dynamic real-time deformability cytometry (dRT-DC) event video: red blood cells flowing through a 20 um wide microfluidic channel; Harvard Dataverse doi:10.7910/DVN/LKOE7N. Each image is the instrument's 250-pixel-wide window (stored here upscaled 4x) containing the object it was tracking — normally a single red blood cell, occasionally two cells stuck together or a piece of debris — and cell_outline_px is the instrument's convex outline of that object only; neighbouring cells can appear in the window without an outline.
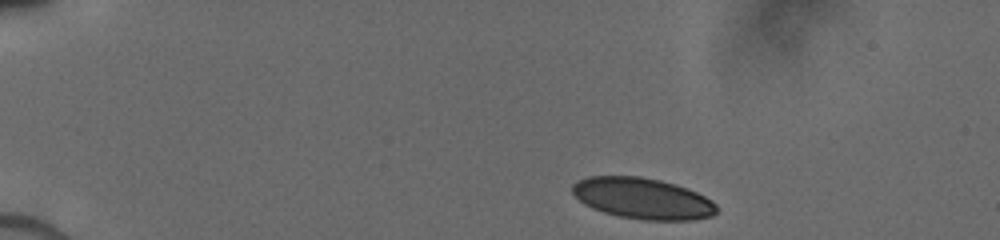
{"species": "human", "species_latin": "Homo sapiens", "temperature_condition": "cold", "stored_images_in_passage": 20, "camera_frame_rate_fps": 3000, "um_per_image_px": 0.085, "donor": {"sex": "male"}, "frame": {"image": 1, "passage_image": 1, "time_ms": 0.0, "image_size_px": [1000, 240], "cell_outline_px": [[716, 212], [712, 216], [692, 220], [644, 220], [620, 216], [604, 212], [592, 208], [584, 204], [572, 192], [572, 184], [588, 176], [640, 176], [660, 180], [676, 184], [696, 192], [712, 200], [716, 204]], "centroid_in_image_um": [54.63, 16.86], "position_along_channel_um": 30.4, "area_um2": 34.45}}
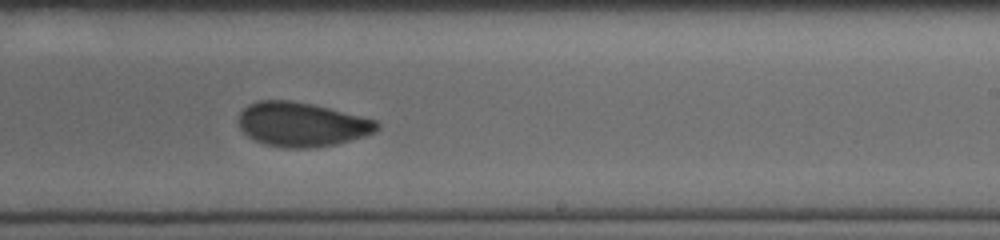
{"frame": {"image": 2, "passage_image": 12, "time_ms": 8.0, "image_size_px": [1000, 240], "cell_outline_px": [[380, 128], [376, 132], [364, 136], [336, 144], [316, 148], [284, 148], [264, 144], [248, 136], [240, 128], [240, 112], [248, 104], [256, 100], [292, 100], [312, 104], [376, 120], [380, 124]], "centroid_in_image_um": [25.66, 10.58], "position_along_channel_um": 263.3, "area_um2": 35.72}}
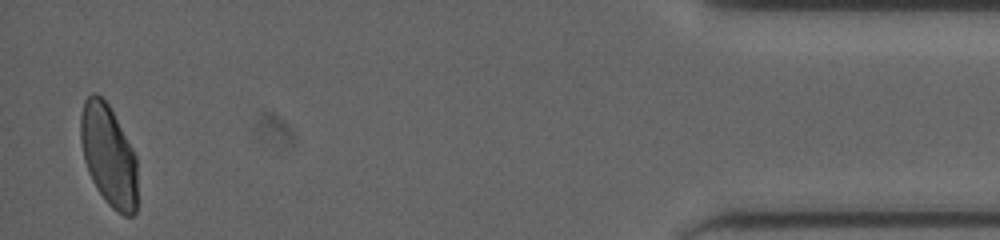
{"frame": {"image": 3, "passage_image": 20, "time_ms": 13.667, "image_size_px": [1000, 240], "cell_outline_px": [[136, 212], [132, 216], [124, 216], [116, 212], [108, 204], [96, 188], [88, 172], [84, 160], [80, 140], [80, 116], [84, 100], [92, 92], [96, 92], [108, 104], [132, 148], [136, 156]], "centroid_in_image_um": [9.21, 13.22], "position_along_channel_um": 426.0, "area_um2": 33.52}}